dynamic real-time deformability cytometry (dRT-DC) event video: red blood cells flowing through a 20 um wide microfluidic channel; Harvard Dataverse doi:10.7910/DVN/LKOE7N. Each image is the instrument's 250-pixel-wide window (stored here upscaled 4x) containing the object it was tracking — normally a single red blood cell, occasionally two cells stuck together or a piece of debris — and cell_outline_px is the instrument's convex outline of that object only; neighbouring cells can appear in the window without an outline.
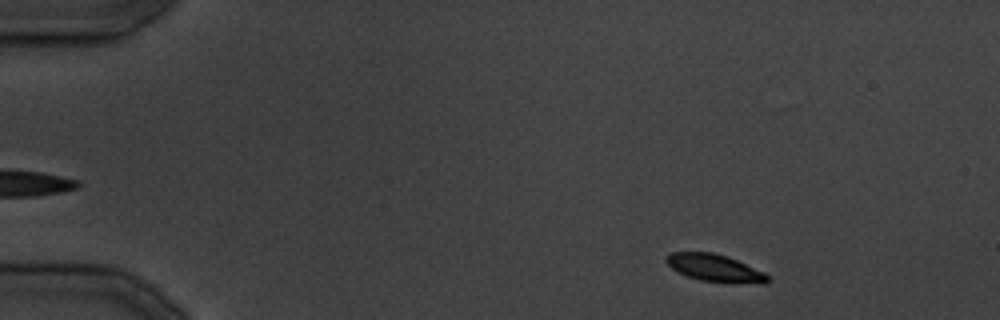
{"species": "common noctule bat (a hibernating species)", "species_latin": "Nyctalus noctula", "temperature_condition": "cold", "stored_images_in_passage": 11, "camera_frame_rate_fps": 3000, "um_per_image_px": 0.085, "animal": {"sex": "male", "body_mass_g": 19.5, "forearm_length_mm": 54.6}, "frame": {"image": 1, "passage_image": 2, "time_ms": 2.0, "image_size_px": [1000, 320], "cell_outline_px": [[768, 280], [764, 284], [760, 284], [700, 280], [688, 276], [672, 268], [664, 260], [672, 252], [712, 252], [728, 256], [764, 272], [768, 276]], "centroid_in_image_um": [60.78, 22.77], "position_along_channel_um": 24.2, "area_um2": 15.84}}
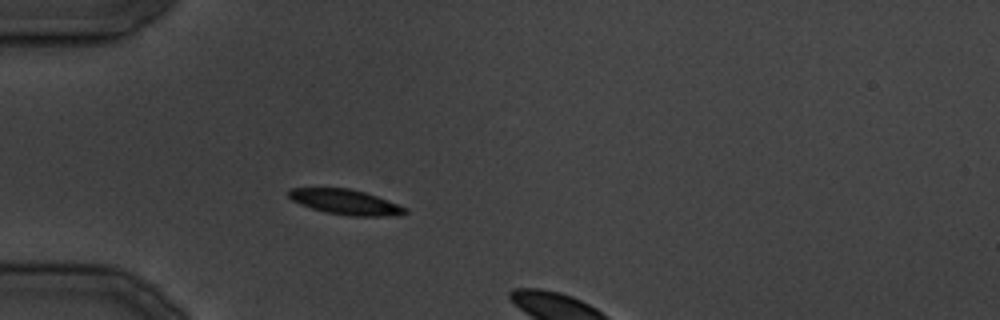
{"frame": {"image": 2, "passage_image": 8, "time_ms": 9.0, "image_size_px": [1000, 320], "cell_outline_px": [[408, 212], [400, 216], [352, 216], [324, 212], [300, 204], [292, 200], [288, 196], [288, 188], [348, 188], [364, 192], [376, 196], [408, 208]], "centroid_in_image_um": [29.38, 17.18], "position_along_channel_um": 55.6, "area_um2": 17.05}}